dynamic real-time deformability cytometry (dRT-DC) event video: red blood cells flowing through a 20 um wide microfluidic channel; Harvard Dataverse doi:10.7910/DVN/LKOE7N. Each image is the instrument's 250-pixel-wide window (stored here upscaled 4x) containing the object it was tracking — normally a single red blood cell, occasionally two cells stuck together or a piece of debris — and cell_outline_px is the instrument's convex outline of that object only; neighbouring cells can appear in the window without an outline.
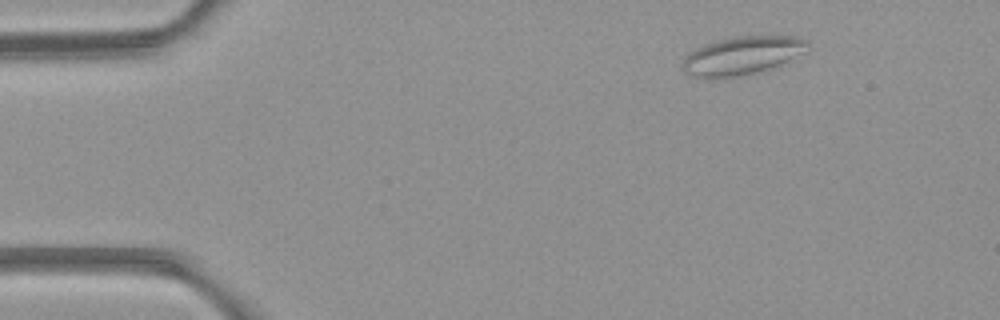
{"species": "common noctule bat (a hibernating species)", "species_latin": "Nyctalus noctula", "temperature_condition": "room temperature", "stored_images_in_passage": 3, "camera_frame_rate_fps": 3000, "um_per_image_px": 0.085, "animal": {"sex": "female", "body_mass_g": 21.9}, "frame": {"image": 1, "passage_image": 1, "time_ms": 0.0, "image_size_px": [1000, 320], "cell_outline_px": [[808, 44], [804, 52], [780, 64], [756, 72], [732, 76], [688, 76], [684, 72], [684, 56], [696, 48], [720, 40], [736, 36], [800, 36], [808, 40]], "centroid_in_image_um": [63.11, 4.69], "position_along_channel_um": 21.9, "area_um2": 26.99}}